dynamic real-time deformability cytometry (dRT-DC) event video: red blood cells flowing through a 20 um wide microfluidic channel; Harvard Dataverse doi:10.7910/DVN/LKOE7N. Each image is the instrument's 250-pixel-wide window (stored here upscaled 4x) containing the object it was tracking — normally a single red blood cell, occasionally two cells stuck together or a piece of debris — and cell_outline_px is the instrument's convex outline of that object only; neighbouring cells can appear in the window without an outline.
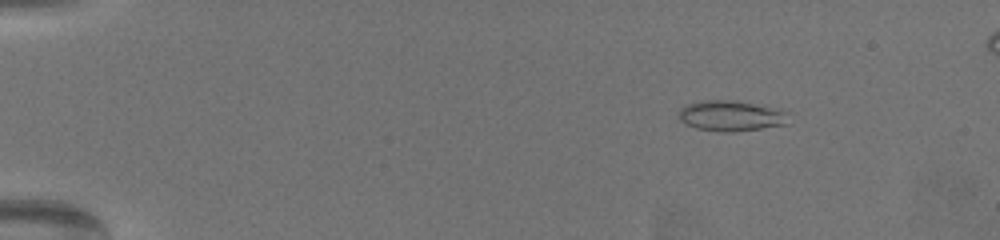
{"species": "common noctule bat (a hibernating species)", "species_latin": "Nyctalus noctula", "temperature_condition": "warm", "stored_images_in_passage": 15, "camera_frame_rate_fps": 3000, "um_per_image_px": 0.085, "animal": {"sex": "female", "body_mass_g": 19.5, "forearm_length_mm": 54.1}, "frame": {"image": 1, "passage_image": 10, "time_ms": 3.0, "image_size_px": [1000, 240], "cell_outline_px": [[788, 124], [736, 132], [720, 132], [696, 128], [684, 124], [676, 116], [680, 108], [684, 104], [704, 100], [736, 100], [780, 108], [788, 112]], "centroid_in_image_um": [62.12, 9.84], "position_along_channel_um": 22.9, "area_um2": 20.17}}